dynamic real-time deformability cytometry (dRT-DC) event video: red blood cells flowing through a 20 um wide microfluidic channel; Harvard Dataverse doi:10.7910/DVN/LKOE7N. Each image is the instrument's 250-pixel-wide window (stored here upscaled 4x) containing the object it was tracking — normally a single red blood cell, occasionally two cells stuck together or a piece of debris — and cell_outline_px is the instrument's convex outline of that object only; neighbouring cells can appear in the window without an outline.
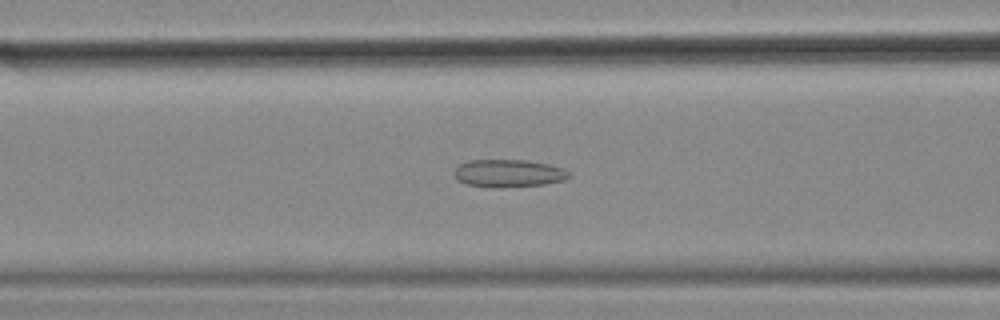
{"species": "common noctule bat (a hibernating species)", "species_latin": "Nyctalus noctula", "temperature_condition": "cold", "stored_images_in_passage": 55, "camera_frame_rate_fps": 3000, "um_per_image_px": 0.085, "animal": {"sex": "female", "body_mass_g": 18.4}, "frame": {"image": 1, "passage_image": 21, "time_ms": 6.667, "image_size_px": [1000, 320], "cell_outline_px": [[572, 176], [564, 180], [544, 184], [468, 184], [456, 180], [452, 172], [460, 164], [468, 160], [524, 160], [548, 164], [564, 168]], "centroid_in_image_um": [43.24, 14.66], "position_along_channel_um": 123.4, "area_um2": 17.46}}
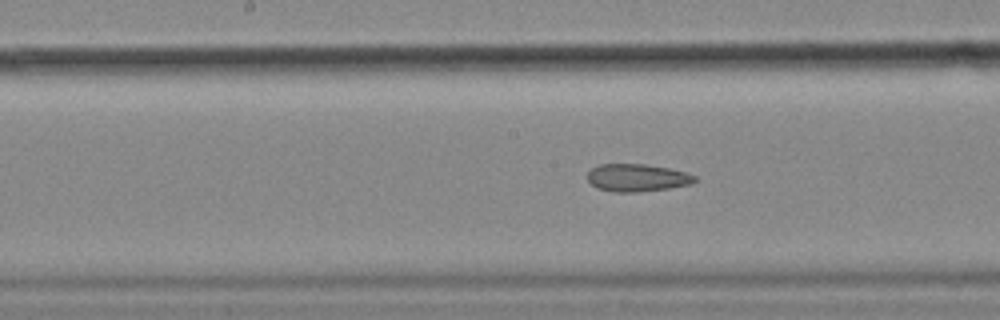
{"frame": {"image": 2, "passage_image": 27, "time_ms": 8.667, "image_size_px": [1000, 320], "cell_outline_px": [[696, 180], [692, 184], [668, 188], [636, 192], [612, 192], [596, 188], [588, 180], [588, 172], [592, 168], [600, 164], [644, 164], [668, 168], [688, 172], [696, 176]], "centroid_in_image_um": [54.16, 15.11], "position_along_channel_um": 194.0, "area_um2": 17.28}}
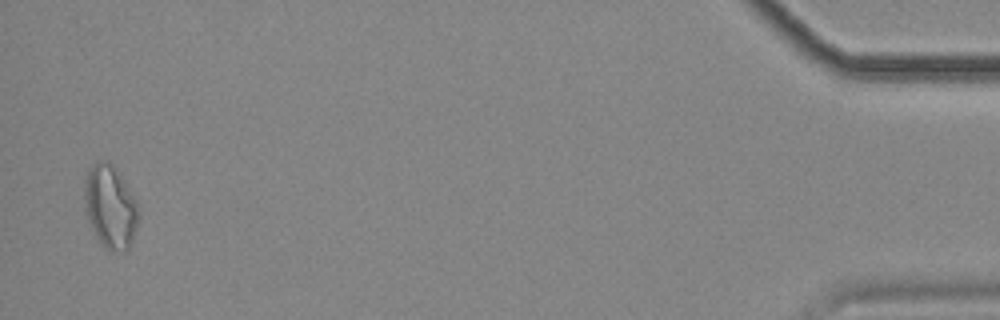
{"frame": {"image": 3, "passage_image": 54, "time_ms": 17.667, "image_size_px": [1000, 320], "cell_outline_px": [[136, 228], [128, 252], [108, 252], [104, 248], [96, 236], [88, 220], [84, 208], [84, 180], [92, 164], [100, 160], [108, 160], [116, 168], [124, 180], [136, 200]], "centroid_in_image_um": [9.34, 17.59], "position_along_channel_um": 425.9, "area_um2": 26.3}, "authors_computed_cell_mechanics": {"area_um2": 19.7676, "velocity_mm_per_s": 3.5466, "shape_relaxation_time_tau1_ms": null, "shape_relaxation_time_tau2_ms": 5.1396, "deformation_change_tau1": null, "deformation_change_tau2": 0.143}}